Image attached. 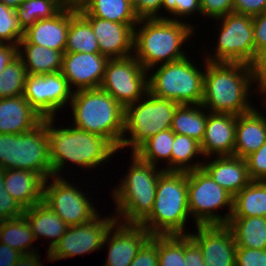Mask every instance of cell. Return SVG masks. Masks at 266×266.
<instances>
[{"instance_id":"1","label":"cell","mask_w":266,"mask_h":266,"mask_svg":"<svg viewBox=\"0 0 266 266\" xmlns=\"http://www.w3.org/2000/svg\"><path fill=\"white\" fill-rule=\"evenodd\" d=\"M257 73L252 65L207 61L202 106L212 113L238 116L250 112L255 105L249 97L253 93L258 95Z\"/></svg>"},{"instance_id":"2","label":"cell","mask_w":266,"mask_h":266,"mask_svg":"<svg viewBox=\"0 0 266 266\" xmlns=\"http://www.w3.org/2000/svg\"><path fill=\"white\" fill-rule=\"evenodd\" d=\"M56 120V118L47 119L53 176H62V170L67 167L65 164L68 162L70 165L81 167L80 169L84 168L82 170L96 169L104 165V162L109 163L114 154L119 152L108 139L72 125L58 128L54 123Z\"/></svg>"},{"instance_id":"3","label":"cell","mask_w":266,"mask_h":266,"mask_svg":"<svg viewBox=\"0 0 266 266\" xmlns=\"http://www.w3.org/2000/svg\"><path fill=\"white\" fill-rule=\"evenodd\" d=\"M196 26L183 20L139 19L134 27L133 56L145 70L188 56L185 44L194 36ZM195 30V31H194ZM186 42V43H185ZM184 48V49H183Z\"/></svg>"},{"instance_id":"4","label":"cell","mask_w":266,"mask_h":266,"mask_svg":"<svg viewBox=\"0 0 266 266\" xmlns=\"http://www.w3.org/2000/svg\"><path fill=\"white\" fill-rule=\"evenodd\" d=\"M130 159L128 172L111 192L116 206L113 213L117 222L140 225L151 213L157 182L164 169L141 160L135 153Z\"/></svg>"},{"instance_id":"5","label":"cell","mask_w":266,"mask_h":266,"mask_svg":"<svg viewBox=\"0 0 266 266\" xmlns=\"http://www.w3.org/2000/svg\"><path fill=\"white\" fill-rule=\"evenodd\" d=\"M74 127L108 139L119 151L124 134L125 108L101 88L73 92Z\"/></svg>"},{"instance_id":"6","label":"cell","mask_w":266,"mask_h":266,"mask_svg":"<svg viewBox=\"0 0 266 266\" xmlns=\"http://www.w3.org/2000/svg\"><path fill=\"white\" fill-rule=\"evenodd\" d=\"M187 172L163 171L150 215L140 224L151 235L189 234Z\"/></svg>"},{"instance_id":"7","label":"cell","mask_w":266,"mask_h":266,"mask_svg":"<svg viewBox=\"0 0 266 266\" xmlns=\"http://www.w3.org/2000/svg\"><path fill=\"white\" fill-rule=\"evenodd\" d=\"M191 60L188 55L183 59L152 67L148 70V92L159 98L173 100L179 105L201 104L207 61L202 60V65L205 66L202 68L194 63L195 60Z\"/></svg>"},{"instance_id":"8","label":"cell","mask_w":266,"mask_h":266,"mask_svg":"<svg viewBox=\"0 0 266 266\" xmlns=\"http://www.w3.org/2000/svg\"><path fill=\"white\" fill-rule=\"evenodd\" d=\"M0 168L29 170L45 180L53 176L47 119L26 133L0 134Z\"/></svg>"},{"instance_id":"9","label":"cell","mask_w":266,"mask_h":266,"mask_svg":"<svg viewBox=\"0 0 266 266\" xmlns=\"http://www.w3.org/2000/svg\"><path fill=\"white\" fill-rule=\"evenodd\" d=\"M178 106L179 104L173 100L159 98L149 92L140 100L127 106L120 149L129 147L134 153L153 135L170 129Z\"/></svg>"},{"instance_id":"10","label":"cell","mask_w":266,"mask_h":266,"mask_svg":"<svg viewBox=\"0 0 266 266\" xmlns=\"http://www.w3.org/2000/svg\"><path fill=\"white\" fill-rule=\"evenodd\" d=\"M214 20L220 22L218 39L214 53L206 52L203 56L206 61L242 63L257 69L266 66V62L255 52L252 16L230 13Z\"/></svg>"},{"instance_id":"11","label":"cell","mask_w":266,"mask_h":266,"mask_svg":"<svg viewBox=\"0 0 266 266\" xmlns=\"http://www.w3.org/2000/svg\"><path fill=\"white\" fill-rule=\"evenodd\" d=\"M187 187L188 208L195 226L227 224L233 212L232 194L215 182L203 168L187 171ZM222 208L228 210L226 214L216 213Z\"/></svg>"},{"instance_id":"12","label":"cell","mask_w":266,"mask_h":266,"mask_svg":"<svg viewBox=\"0 0 266 266\" xmlns=\"http://www.w3.org/2000/svg\"><path fill=\"white\" fill-rule=\"evenodd\" d=\"M79 188L63 176H52L44 182L43 202L68 226L88 223L99 214L95 202L83 191L86 189Z\"/></svg>"},{"instance_id":"13","label":"cell","mask_w":266,"mask_h":266,"mask_svg":"<svg viewBox=\"0 0 266 266\" xmlns=\"http://www.w3.org/2000/svg\"><path fill=\"white\" fill-rule=\"evenodd\" d=\"M124 108L148 92V71L133 56L109 59L100 87Z\"/></svg>"},{"instance_id":"14","label":"cell","mask_w":266,"mask_h":266,"mask_svg":"<svg viewBox=\"0 0 266 266\" xmlns=\"http://www.w3.org/2000/svg\"><path fill=\"white\" fill-rule=\"evenodd\" d=\"M73 92L61 72L27 74L23 97L43 119H51L57 117L56 113L62 111L61 108H67Z\"/></svg>"},{"instance_id":"15","label":"cell","mask_w":266,"mask_h":266,"mask_svg":"<svg viewBox=\"0 0 266 266\" xmlns=\"http://www.w3.org/2000/svg\"><path fill=\"white\" fill-rule=\"evenodd\" d=\"M105 217L98 214L88 223L69 226L61 239L47 252V260L58 261L102 250L106 246L103 244L105 235L117 221L113 213L112 217Z\"/></svg>"},{"instance_id":"16","label":"cell","mask_w":266,"mask_h":266,"mask_svg":"<svg viewBox=\"0 0 266 266\" xmlns=\"http://www.w3.org/2000/svg\"><path fill=\"white\" fill-rule=\"evenodd\" d=\"M195 227V233L189 236L201 249L207 266H236V242L226 224Z\"/></svg>"},{"instance_id":"17","label":"cell","mask_w":266,"mask_h":266,"mask_svg":"<svg viewBox=\"0 0 266 266\" xmlns=\"http://www.w3.org/2000/svg\"><path fill=\"white\" fill-rule=\"evenodd\" d=\"M108 60L101 53L64 52L61 73L73 91L96 89L101 85Z\"/></svg>"},{"instance_id":"18","label":"cell","mask_w":266,"mask_h":266,"mask_svg":"<svg viewBox=\"0 0 266 266\" xmlns=\"http://www.w3.org/2000/svg\"><path fill=\"white\" fill-rule=\"evenodd\" d=\"M152 235L141 225L115 222L105 235L108 247L102 266H130L143 244Z\"/></svg>"},{"instance_id":"19","label":"cell","mask_w":266,"mask_h":266,"mask_svg":"<svg viewBox=\"0 0 266 266\" xmlns=\"http://www.w3.org/2000/svg\"><path fill=\"white\" fill-rule=\"evenodd\" d=\"M98 39L100 52L109 59L133 55L134 27L137 24L112 22L99 17H84Z\"/></svg>"},{"instance_id":"20","label":"cell","mask_w":266,"mask_h":266,"mask_svg":"<svg viewBox=\"0 0 266 266\" xmlns=\"http://www.w3.org/2000/svg\"><path fill=\"white\" fill-rule=\"evenodd\" d=\"M236 122L237 115L209 112L200 143L204 158L234 155Z\"/></svg>"},{"instance_id":"21","label":"cell","mask_w":266,"mask_h":266,"mask_svg":"<svg viewBox=\"0 0 266 266\" xmlns=\"http://www.w3.org/2000/svg\"><path fill=\"white\" fill-rule=\"evenodd\" d=\"M69 26L70 9L62 8L53 17L38 20L24 30L19 43L40 45L64 54Z\"/></svg>"},{"instance_id":"22","label":"cell","mask_w":266,"mask_h":266,"mask_svg":"<svg viewBox=\"0 0 266 266\" xmlns=\"http://www.w3.org/2000/svg\"><path fill=\"white\" fill-rule=\"evenodd\" d=\"M202 168L233 196L252 181L245 159L234 155L205 158Z\"/></svg>"},{"instance_id":"23","label":"cell","mask_w":266,"mask_h":266,"mask_svg":"<svg viewBox=\"0 0 266 266\" xmlns=\"http://www.w3.org/2000/svg\"><path fill=\"white\" fill-rule=\"evenodd\" d=\"M42 121L23 95L0 99V134L26 133Z\"/></svg>"},{"instance_id":"24","label":"cell","mask_w":266,"mask_h":266,"mask_svg":"<svg viewBox=\"0 0 266 266\" xmlns=\"http://www.w3.org/2000/svg\"><path fill=\"white\" fill-rule=\"evenodd\" d=\"M254 107L237 116L234 156L245 158L266 142V116Z\"/></svg>"},{"instance_id":"25","label":"cell","mask_w":266,"mask_h":266,"mask_svg":"<svg viewBox=\"0 0 266 266\" xmlns=\"http://www.w3.org/2000/svg\"><path fill=\"white\" fill-rule=\"evenodd\" d=\"M44 182L36 172L4 169V188L24 210L43 202Z\"/></svg>"},{"instance_id":"26","label":"cell","mask_w":266,"mask_h":266,"mask_svg":"<svg viewBox=\"0 0 266 266\" xmlns=\"http://www.w3.org/2000/svg\"><path fill=\"white\" fill-rule=\"evenodd\" d=\"M31 226L34 237L49 240L48 251L66 233L68 225L44 202L33 205L24 210L23 214ZM43 237V238H42Z\"/></svg>"},{"instance_id":"27","label":"cell","mask_w":266,"mask_h":266,"mask_svg":"<svg viewBox=\"0 0 266 266\" xmlns=\"http://www.w3.org/2000/svg\"><path fill=\"white\" fill-rule=\"evenodd\" d=\"M18 57L27 74L42 75L61 72L63 53L31 43L18 44Z\"/></svg>"},{"instance_id":"28","label":"cell","mask_w":266,"mask_h":266,"mask_svg":"<svg viewBox=\"0 0 266 266\" xmlns=\"http://www.w3.org/2000/svg\"><path fill=\"white\" fill-rule=\"evenodd\" d=\"M236 247L266 249V217H230L226 224Z\"/></svg>"},{"instance_id":"29","label":"cell","mask_w":266,"mask_h":266,"mask_svg":"<svg viewBox=\"0 0 266 266\" xmlns=\"http://www.w3.org/2000/svg\"><path fill=\"white\" fill-rule=\"evenodd\" d=\"M78 12L83 17H99L124 24H138L139 21L129 0H88Z\"/></svg>"},{"instance_id":"30","label":"cell","mask_w":266,"mask_h":266,"mask_svg":"<svg viewBox=\"0 0 266 266\" xmlns=\"http://www.w3.org/2000/svg\"><path fill=\"white\" fill-rule=\"evenodd\" d=\"M208 114L209 111L202 104L179 105L174 112L170 129L175 134L186 135L201 143L205 134Z\"/></svg>"},{"instance_id":"31","label":"cell","mask_w":266,"mask_h":266,"mask_svg":"<svg viewBox=\"0 0 266 266\" xmlns=\"http://www.w3.org/2000/svg\"><path fill=\"white\" fill-rule=\"evenodd\" d=\"M266 217V181L252 180L233 198L231 217Z\"/></svg>"},{"instance_id":"32","label":"cell","mask_w":266,"mask_h":266,"mask_svg":"<svg viewBox=\"0 0 266 266\" xmlns=\"http://www.w3.org/2000/svg\"><path fill=\"white\" fill-rule=\"evenodd\" d=\"M64 52L101 53L90 23L77 10L70 9V26Z\"/></svg>"},{"instance_id":"33","label":"cell","mask_w":266,"mask_h":266,"mask_svg":"<svg viewBox=\"0 0 266 266\" xmlns=\"http://www.w3.org/2000/svg\"><path fill=\"white\" fill-rule=\"evenodd\" d=\"M36 239L26 217L22 215L16 219L0 221V242L10 248L16 249L21 254L39 252L33 242Z\"/></svg>"},{"instance_id":"34","label":"cell","mask_w":266,"mask_h":266,"mask_svg":"<svg viewBox=\"0 0 266 266\" xmlns=\"http://www.w3.org/2000/svg\"><path fill=\"white\" fill-rule=\"evenodd\" d=\"M174 139L175 133L171 129L161 131L144 142L134 153L141 160L155 166L164 161L167 165L163 167L164 171H171V152Z\"/></svg>"},{"instance_id":"35","label":"cell","mask_w":266,"mask_h":266,"mask_svg":"<svg viewBox=\"0 0 266 266\" xmlns=\"http://www.w3.org/2000/svg\"><path fill=\"white\" fill-rule=\"evenodd\" d=\"M197 157H201L202 161H197ZM204 159L200 142L183 134H175L171 152V171L187 172L202 168Z\"/></svg>"},{"instance_id":"36","label":"cell","mask_w":266,"mask_h":266,"mask_svg":"<svg viewBox=\"0 0 266 266\" xmlns=\"http://www.w3.org/2000/svg\"><path fill=\"white\" fill-rule=\"evenodd\" d=\"M61 9L58 0H24L15 12L20 26L26 30L38 20L53 17Z\"/></svg>"},{"instance_id":"37","label":"cell","mask_w":266,"mask_h":266,"mask_svg":"<svg viewBox=\"0 0 266 266\" xmlns=\"http://www.w3.org/2000/svg\"><path fill=\"white\" fill-rule=\"evenodd\" d=\"M26 69L17 57L0 74V99L23 95Z\"/></svg>"},{"instance_id":"38","label":"cell","mask_w":266,"mask_h":266,"mask_svg":"<svg viewBox=\"0 0 266 266\" xmlns=\"http://www.w3.org/2000/svg\"><path fill=\"white\" fill-rule=\"evenodd\" d=\"M158 266H186L184 234L158 235Z\"/></svg>"},{"instance_id":"39","label":"cell","mask_w":266,"mask_h":266,"mask_svg":"<svg viewBox=\"0 0 266 266\" xmlns=\"http://www.w3.org/2000/svg\"><path fill=\"white\" fill-rule=\"evenodd\" d=\"M24 36L14 9L0 3V44L18 46Z\"/></svg>"},{"instance_id":"40","label":"cell","mask_w":266,"mask_h":266,"mask_svg":"<svg viewBox=\"0 0 266 266\" xmlns=\"http://www.w3.org/2000/svg\"><path fill=\"white\" fill-rule=\"evenodd\" d=\"M161 11H163L162 18L180 21L195 13L201 15L200 0H163Z\"/></svg>"},{"instance_id":"41","label":"cell","mask_w":266,"mask_h":266,"mask_svg":"<svg viewBox=\"0 0 266 266\" xmlns=\"http://www.w3.org/2000/svg\"><path fill=\"white\" fill-rule=\"evenodd\" d=\"M130 266H158V235H152L143 244Z\"/></svg>"},{"instance_id":"42","label":"cell","mask_w":266,"mask_h":266,"mask_svg":"<svg viewBox=\"0 0 266 266\" xmlns=\"http://www.w3.org/2000/svg\"><path fill=\"white\" fill-rule=\"evenodd\" d=\"M244 159L251 180L266 181V142Z\"/></svg>"},{"instance_id":"43","label":"cell","mask_w":266,"mask_h":266,"mask_svg":"<svg viewBox=\"0 0 266 266\" xmlns=\"http://www.w3.org/2000/svg\"><path fill=\"white\" fill-rule=\"evenodd\" d=\"M234 0H200L201 15L214 21L233 13Z\"/></svg>"},{"instance_id":"44","label":"cell","mask_w":266,"mask_h":266,"mask_svg":"<svg viewBox=\"0 0 266 266\" xmlns=\"http://www.w3.org/2000/svg\"><path fill=\"white\" fill-rule=\"evenodd\" d=\"M255 52L266 62V10L252 16Z\"/></svg>"},{"instance_id":"45","label":"cell","mask_w":266,"mask_h":266,"mask_svg":"<svg viewBox=\"0 0 266 266\" xmlns=\"http://www.w3.org/2000/svg\"><path fill=\"white\" fill-rule=\"evenodd\" d=\"M236 266H266V249L237 247Z\"/></svg>"},{"instance_id":"46","label":"cell","mask_w":266,"mask_h":266,"mask_svg":"<svg viewBox=\"0 0 266 266\" xmlns=\"http://www.w3.org/2000/svg\"><path fill=\"white\" fill-rule=\"evenodd\" d=\"M24 214V209L14 200L6 189L0 191V221L16 219Z\"/></svg>"},{"instance_id":"47","label":"cell","mask_w":266,"mask_h":266,"mask_svg":"<svg viewBox=\"0 0 266 266\" xmlns=\"http://www.w3.org/2000/svg\"><path fill=\"white\" fill-rule=\"evenodd\" d=\"M162 5L163 0H136L133 9L139 19L162 18L160 13Z\"/></svg>"},{"instance_id":"48","label":"cell","mask_w":266,"mask_h":266,"mask_svg":"<svg viewBox=\"0 0 266 266\" xmlns=\"http://www.w3.org/2000/svg\"><path fill=\"white\" fill-rule=\"evenodd\" d=\"M184 261L186 266H207L201 249L189 234H184Z\"/></svg>"},{"instance_id":"49","label":"cell","mask_w":266,"mask_h":266,"mask_svg":"<svg viewBox=\"0 0 266 266\" xmlns=\"http://www.w3.org/2000/svg\"><path fill=\"white\" fill-rule=\"evenodd\" d=\"M266 10V0H234L233 13L255 16Z\"/></svg>"},{"instance_id":"50","label":"cell","mask_w":266,"mask_h":266,"mask_svg":"<svg viewBox=\"0 0 266 266\" xmlns=\"http://www.w3.org/2000/svg\"><path fill=\"white\" fill-rule=\"evenodd\" d=\"M18 57V46L0 44V74L13 60Z\"/></svg>"},{"instance_id":"51","label":"cell","mask_w":266,"mask_h":266,"mask_svg":"<svg viewBox=\"0 0 266 266\" xmlns=\"http://www.w3.org/2000/svg\"><path fill=\"white\" fill-rule=\"evenodd\" d=\"M22 254L0 242V266H14Z\"/></svg>"},{"instance_id":"52","label":"cell","mask_w":266,"mask_h":266,"mask_svg":"<svg viewBox=\"0 0 266 266\" xmlns=\"http://www.w3.org/2000/svg\"><path fill=\"white\" fill-rule=\"evenodd\" d=\"M38 252L22 254L14 266H44Z\"/></svg>"},{"instance_id":"53","label":"cell","mask_w":266,"mask_h":266,"mask_svg":"<svg viewBox=\"0 0 266 266\" xmlns=\"http://www.w3.org/2000/svg\"><path fill=\"white\" fill-rule=\"evenodd\" d=\"M257 86V91L259 92V95L261 94V96H265L263 105L266 107V66L261 69H258Z\"/></svg>"},{"instance_id":"54","label":"cell","mask_w":266,"mask_h":266,"mask_svg":"<svg viewBox=\"0 0 266 266\" xmlns=\"http://www.w3.org/2000/svg\"><path fill=\"white\" fill-rule=\"evenodd\" d=\"M58 2L62 8L78 11L87 4L88 0H58Z\"/></svg>"},{"instance_id":"55","label":"cell","mask_w":266,"mask_h":266,"mask_svg":"<svg viewBox=\"0 0 266 266\" xmlns=\"http://www.w3.org/2000/svg\"><path fill=\"white\" fill-rule=\"evenodd\" d=\"M23 1L24 0H0V3H3L7 7H10L15 10L17 7H20Z\"/></svg>"},{"instance_id":"56","label":"cell","mask_w":266,"mask_h":266,"mask_svg":"<svg viewBox=\"0 0 266 266\" xmlns=\"http://www.w3.org/2000/svg\"><path fill=\"white\" fill-rule=\"evenodd\" d=\"M4 189V170L0 168V191Z\"/></svg>"}]
</instances>
